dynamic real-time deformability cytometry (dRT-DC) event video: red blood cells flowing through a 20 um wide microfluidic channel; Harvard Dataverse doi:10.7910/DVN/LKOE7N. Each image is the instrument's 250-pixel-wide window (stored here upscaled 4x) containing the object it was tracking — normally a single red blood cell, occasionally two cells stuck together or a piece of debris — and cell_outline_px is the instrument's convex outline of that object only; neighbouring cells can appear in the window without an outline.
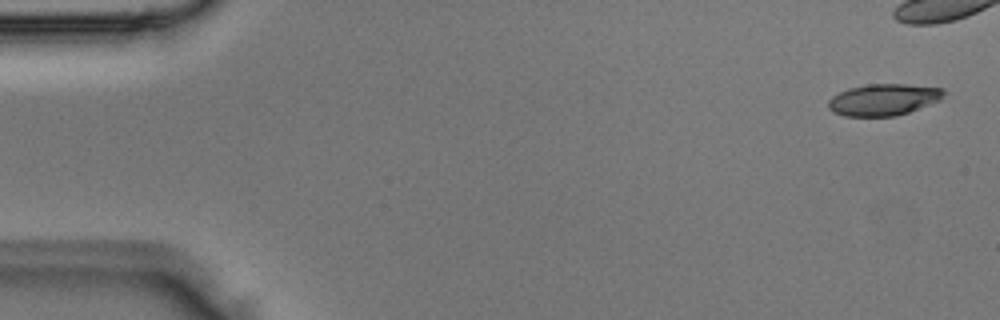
{"species": "Egyptian fruit bat (a non-hibernating species)", "species_latin": "Rousettus aegyptiacus", "temperature_condition": "room temperature", "stored_images_in_passage": 6, "camera_frame_rate_fps": 3000, "um_per_image_px": 0.085, "animal": {"sex": "male"}, "frame": {"image": 1, "passage_image": 1, "time_ms": 0.0, "image_size_px": [1000, 320], "cell_outline_px": [[948, 92], [940, 100], [908, 112], [896, 116], [844, 116], [832, 112], [828, 108], [828, 100], [832, 96], [848, 88], [868, 84], [908, 84], [944, 88]], "centroid_in_image_um": [75.11, 8.46], "position_along_channel_um": 9.9, "area_um2": 21.44}}
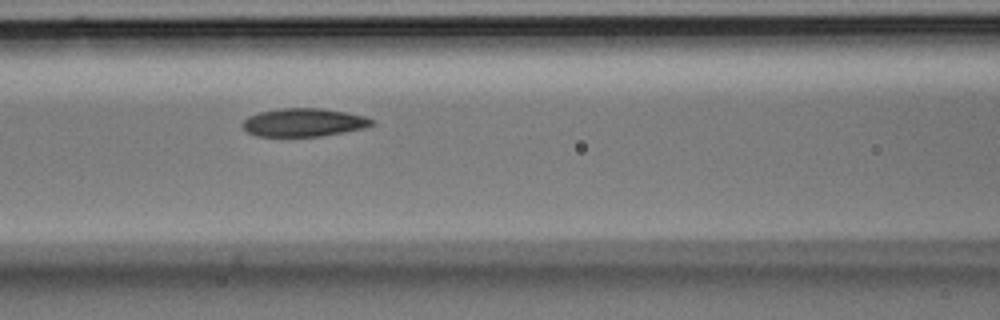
{"frame": {"image": 2, "passage_image": 6, "time_ms": 1.667, "image_size_px": [1000, 320], "cell_outline_px": [[376, 124], [364, 128], [344, 132], [320, 136], [256, 136], [248, 132], [240, 124], [248, 116], [260, 112], [280, 108], [320, 108], [344, 112], [364, 116], [372, 120]], "centroid_in_image_um": [25.8, 10.41], "position_along_channel_um": 140.8, "area_um2": 21.15}}